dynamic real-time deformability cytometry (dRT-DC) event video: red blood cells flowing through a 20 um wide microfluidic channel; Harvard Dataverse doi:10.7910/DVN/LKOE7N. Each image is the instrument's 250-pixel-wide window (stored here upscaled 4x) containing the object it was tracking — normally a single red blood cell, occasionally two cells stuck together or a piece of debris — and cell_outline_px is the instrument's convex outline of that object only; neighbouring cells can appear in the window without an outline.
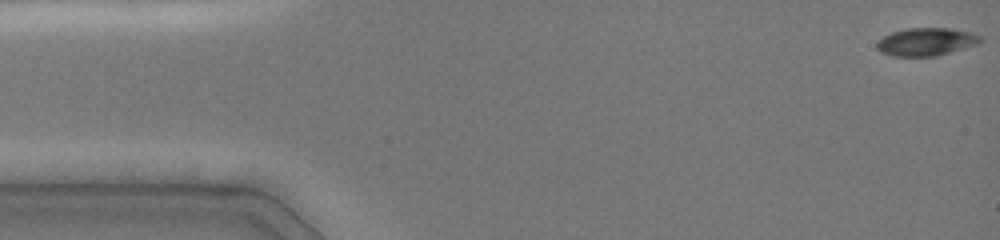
{"species": "common noctule bat (a hibernating species)", "species_latin": "Nyctalus noctula", "temperature_condition": "cold", "stored_images_in_passage": 22, "camera_frame_rate_fps": 3000, "um_per_image_px": 0.085, "animal": {"sex": "female", "body_mass_g": 19.0, "forearm_length_mm": 51.5}, "frame": {"image": 1, "passage_image": 1, "time_ms": 0.0, "image_size_px": [1000, 240], "cell_outline_px": [[984, 40], [976, 44], [936, 56], [892, 56], [880, 52], [876, 48], [876, 40], [892, 32], [904, 28], [952, 28], [972, 32], [984, 36]], "centroid_in_image_um": [78.72, 3.54], "position_along_channel_um": 6.3, "area_um2": 17.05}}
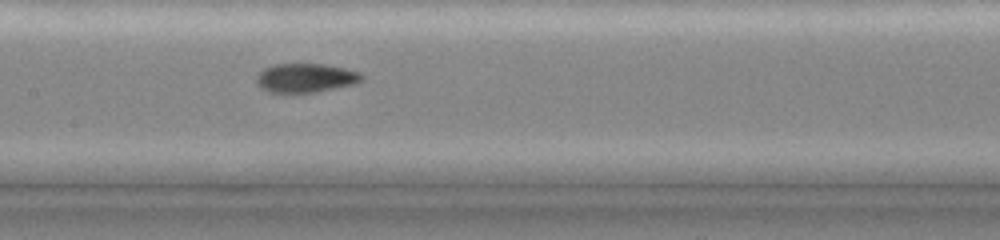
{"frame": {"image": 2, "passage_image": 16, "time_ms": 7.333, "image_size_px": [1000, 240], "cell_outline_px": [[364, 80], [356, 84], [316, 92], [292, 96], [268, 92], [260, 88], [256, 84], [256, 76], [264, 68], [276, 64], [324, 64], [344, 68], [360, 72], [364, 76]], "centroid_in_image_um": [25.95, 6.67], "position_along_channel_um": 181.4, "area_um2": 18.61}}
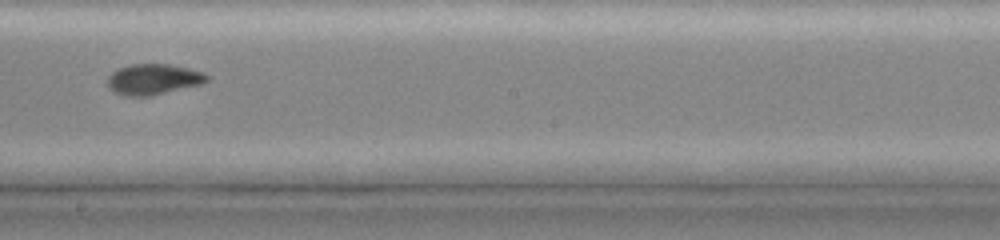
{"frame": {"image": 3, "passage_image": 20, "time_ms": 8.667, "image_size_px": [1000, 240], "cell_outline_px": [[212, 76], [208, 80], [200, 84], [152, 96], [128, 96], [116, 92], [108, 88], [108, 76], [112, 72], [128, 64], [168, 64], [188, 68], [204, 72]], "centroid_in_image_um": [13.06, 6.73], "position_along_channel_um": 235.1, "area_um2": 17.8}}